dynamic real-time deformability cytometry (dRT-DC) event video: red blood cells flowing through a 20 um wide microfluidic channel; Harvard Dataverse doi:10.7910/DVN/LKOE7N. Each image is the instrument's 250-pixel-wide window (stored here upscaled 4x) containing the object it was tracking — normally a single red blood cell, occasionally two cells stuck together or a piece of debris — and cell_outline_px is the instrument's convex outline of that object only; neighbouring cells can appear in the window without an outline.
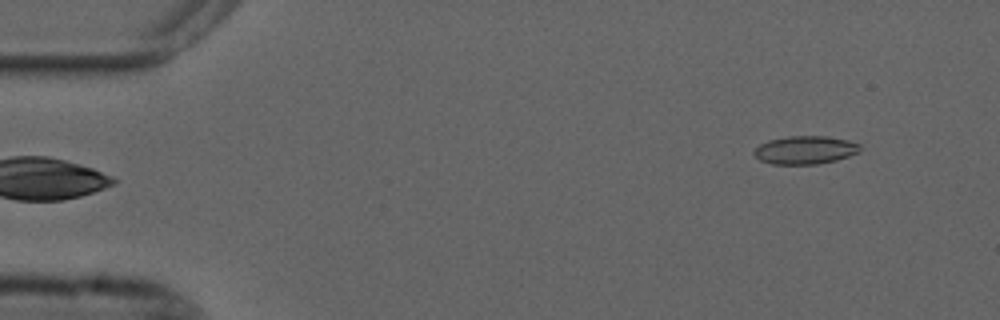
{"species": "common noctule bat (a hibernating species)", "species_latin": "Nyctalus noctula", "temperature_condition": "cold", "stored_images_in_passage": 51, "camera_frame_rate_fps": 3000, "um_per_image_px": 0.085, "animal": {"sex": "male", "forearm_length_mm": 52.5}, "frame": {"image": 1, "passage_image": 1, "time_ms": 0.0, "image_size_px": [1000, 320], "cell_outline_px": [[864, 148], [860, 152], [836, 160], [816, 164], [772, 164], [760, 160], [752, 152], [760, 144], [768, 140], [788, 136], [824, 136], [848, 140], [860, 144]], "centroid_in_image_um": [68.47, 12.74], "position_along_channel_um": 16.5, "area_um2": 17.46}}
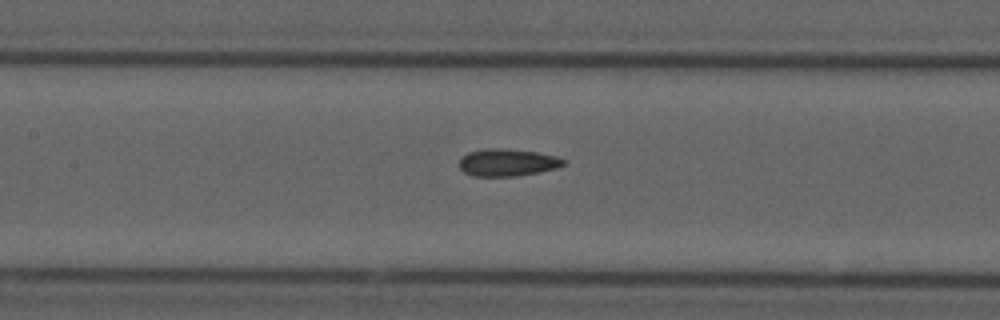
{"frame": {"image": 2, "passage_image": 21, "time_ms": 6.667, "image_size_px": [1000, 320], "cell_outline_px": [[568, 160], [564, 164], [556, 168], [516, 176], [472, 176], [464, 172], [460, 168], [460, 160], [468, 152], [484, 148], [508, 148], [536, 152], [556, 156]], "centroid_in_image_um": [43.13, 13.8], "position_along_channel_um": 164.3, "area_um2": 16.59}}
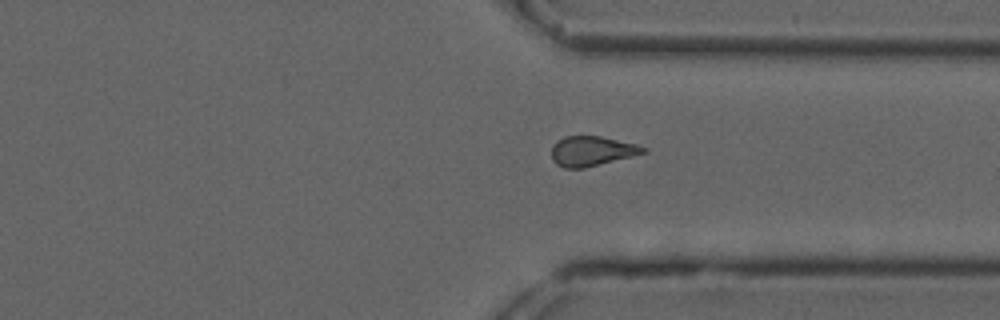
{"frame": {"image": 3, "passage_image": 37, "time_ms": 12.0, "image_size_px": [1000, 320], "cell_outline_px": [[648, 152], [584, 168], [564, 168], [556, 164], [552, 160], [552, 144], [556, 140], [564, 136], [600, 136], [636, 144], [648, 148]], "centroid_in_image_um": [50.28, 12.83], "position_along_channel_um": 361.1, "area_um2": 16.01}, "authors_computed_cell_mechanics": {"area_um2": 16.5308, "velocity_mm_per_s": 3.703, "shape_relaxation_time_tau1_ms": null, "shape_relaxation_time_tau2_ms": 2.8593, "deformation_change_tau1": null, "deformation_change_tau2": 0.1066}}